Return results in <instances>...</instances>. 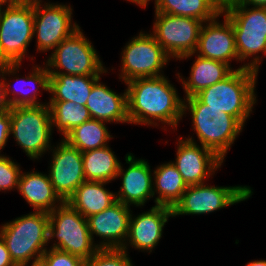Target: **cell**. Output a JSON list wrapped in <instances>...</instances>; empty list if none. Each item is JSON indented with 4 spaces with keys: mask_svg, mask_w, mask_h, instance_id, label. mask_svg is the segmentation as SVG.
<instances>
[{
    "mask_svg": "<svg viewBox=\"0 0 266 266\" xmlns=\"http://www.w3.org/2000/svg\"><path fill=\"white\" fill-rule=\"evenodd\" d=\"M176 162H172L187 186L204 184L206 177L215 173L223 160L213 151L196 144L192 137L178 140ZM213 172V173H212Z\"/></svg>",
    "mask_w": 266,
    "mask_h": 266,
    "instance_id": "cell-16",
    "label": "cell"
},
{
    "mask_svg": "<svg viewBox=\"0 0 266 266\" xmlns=\"http://www.w3.org/2000/svg\"><path fill=\"white\" fill-rule=\"evenodd\" d=\"M169 217H173V210L164 205H155L136 218L131 214L127 241L136 249L152 252L162 237Z\"/></svg>",
    "mask_w": 266,
    "mask_h": 266,
    "instance_id": "cell-19",
    "label": "cell"
},
{
    "mask_svg": "<svg viewBox=\"0 0 266 266\" xmlns=\"http://www.w3.org/2000/svg\"><path fill=\"white\" fill-rule=\"evenodd\" d=\"M12 0H0V7L4 6L7 3H10ZM4 4V5H3Z\"/></svg>",
    "mask_w": 266,
    "mask_h": 266,
    "instance_id": "cell-42",
    "label": "cell"
},
{
    "mask_svg": "<svg viewBox=\"0 0 266 266\" xmlns=\"http://www.w3.org/2000/svg\"><path fill=\"white\" fill-rule=\"evenodd\" d=\"M246 266H266V260L251 261Z\"/></svg>",
    "mask_w": 266,
    "mask_h": 266,
    "instance_id": "cell-40",
    "label": "cell"
},
{
    "mask_svg": "<svg viewBox=\"0 0 266 266\" xmlns=\"http://www.w3.org/2000/svg\"><path fill=\"white\" fill-rule=\"evenodd\" d=\"M153 36L171 58L187 59L195 54L203 21L155 12Z\"/></svg>",
    "mask_w": 266,
    "mask_h": 266,
    "instance_id": "cell-10",
    "label": "cell"
},
{
    "mask_svg": "<svg viewBox=\"0 0 266 266\" xmlns=\"http://www.w3.org/2000/svg\"><path fill=\"white\" fill-rule=\"evenodd\" d=\"M20 66L21 64H0V77L2 76L0 79V109L9 107L5 98L4 83L6 82V78L4 76L7 74H16Z\"/></svg>",
    "mask_w": 266,
    "mask_h": 266,
    "instance_id": "cell-34",
    "label": "cell"
},
{
    "mask_svg": "<svg viewBox=\"0 0 266 266\" xmlns=\"http://www.w3.org/2000/svg\"><path fill=\"white\" fill-rule=\"evenodd\" d=\"M98 80L92 87L85 107L92 119L104 122L130 123L128 119L127 89L121 95Z\"/></svg>",
    "mask_w": 266,
    "mask_h": 266,
    "instance_id": "cell-20",
    "label": "cell"
},
{
    "mask_svg": "<svg viewBox=\"0 0 266 266\" xmlns=\"http://www.w3.org/2000/svg\"><path fill=\"white\" fill-rule=\"evenodd\" d=\"M11 119L10 107L0 109V152L7 143L10 136ZM1 155V154H0Z\"/></svg>",
    "mask_w": 266,
    "mask_h": 266,
    "instance_id": "cell-35",
    "label": "cell"
},
{
    "mask_svg": "<svg viewBox=\"0 0 266 266\" xmlns=\"http://www.w3.org/2000/svg\"><path fill=\"white\" fill-rule=\"evenodd\" d=\"M214 1L221 7V9L232 3L238 2V0H214Z\"/></svg>",
    "mask_w": 266,
    "mask_h": 266,
    "instance_id": "cell-39",
    "label": "cell"
},
{
    "mask_svg": "<svg viewBox=\"0 0 266 266\" xmlns=\"http://www.w3.org/2000/svg\"><path fill=\"white\" fill-rule=\"evenodd\" d=\"M155 12L191 17L206 23L220 17L222 9L214 0H156Z\"/></svg>",
    "mask_w": 266,
    "mask_h": 266,
    "instance_id": "cell-26",
    "label": "cell"
},
{
    "mask_svg": "<svg viewBox=\"0 0 266 266\" xmlns=\"http://www.w3.org/2000/svg\"><path fill=\"white\" fill-rule=\"evenodd\" d=\"M10 134L31 159H39L51 147V112L48 104L10 107Z\"/></svg>",
    "mask_w": 266,
    "mask_h": 266,
    "instance_id": "cell-6",
    "label": "cell"
},
{
    "mask_svg": "<svg viewBox=\"0 0 266 266\" xmlns=\"http://www.w3.org/2000/svg\"><path fill=\"white\" fill-rule=\"evenodd\" d=\"M153 175V193L159 194L155 204L173 208L188 187L183 177L172 162L158 166Z\"/></svg>",
    "mask_w": 266,
    "mask_h": 266,
    "instance_id": "cell-25",
    "label": "cell"
},
{
    "mask_svg": "<svg viewBox=\"0 0 266 266\" xmlns=\"http://www.w3.org/2000/svg\"><path fill=\"white\" fill-rule=\"evenodd\" d=\"M253 191L248 186L218 187L198 184L188 186L174 205L173 217L208 214L249 199Z\"/></svg>",
    "mask_w": 266,
    "mask_h": 266,
    "instance_id": "cell-12",
    "label": "cell"
},
{
    "mask_svg": "<svg viewBox=\"0 0 266 266\" xmlns=\"http://www.w3.org/2000/svg\"><path fill=\"white\" fill-rule=\"evenodd\" d=\"M126 84L130 124L156 126L157 120L176 128L183 116V100L164 75L137 78Z\"/></svg>",
    "mask_w": 266,
    "mask_h": 266,
    "instance_id": "cell-1",
    "label": "cell"
},
{
    "mask_svg": "<svg viewBox=\"0 0 266 266\" xmlns=\"http://www.w3.org/2000/svg\"><path fill=\"white\" fill-rule=\"evenodd\" d=\"M218 17L202 25L197 48V55L230 65L231 59H238L235 46V34L231 22L225 17L223 23Z\"/></svg>",
    "mask_w": 266,
    "mask_h": 266,
    "instance_id": "cell-18",
    "label": "cell"
},
{
    "mask_svg": "<svg viewBox=\"0 0 266 266\" xmlns=\"http://www.w3.org/2000/svg\"><path fill=\"white\" fill-rule=\"evenodd\" d=\"M105 184L107 182L84 181L66 202L85 218L99 213L117 201L116 193L104 188Z\"/></svg>",
    "mask_w": 266,
    "mask_h": 266,
    "instance_id": "cell-23",
    "label": "cell"
},
{
    "mask_svg": "<svg viewBox=\"0 0 266 266\" xmlns=\"http://www.w3.org/2000/svg\"><path fill=\"white\" fill-rule=\"evenodd\" d=\"M233 71L232 67L226 63L197 55V59H195L191 67L189 79L186 81L184 78H181L180 73L177 75L183 84V89L186 94L185 97L188 98L224 80Z\"/></svg>",
    "mask_w": 266,
    "mask_h": 266,
    "instance_id": "cell-22",
    "label": "cell"
},
{
    "mask_svg": "<svg viewBox=\"0 0 266 266\" xmlns=\"http://www.w3.org/2000/svg\"><path fill=\"white\" fill-rule=\"evenodd\" d=\"M39 264L41 266H85V260L51 247L41 256Z\"/></svg>",
    "mask_w": 266,
    "mask_h": 266,
    "instance_id": "cell-33",
    "label": "cell"
},
{
    "mask_svg": "<svg viewBox=\"0 0 266 266\" xmlns=\"http://www.w3.org/2000/svg\"><path fill=\"white\" fill-rule=\"evenodd\" d=\"M14 3L24 4V5H37L41 4V0H12Z\"/></svg>",
    "mask_w": 266,
    "mask_h": 266,
    "instance_id": "cell-38",
    "label": "cell"
},
{
    "mask_svg": "<svg viewBox=\"0 0 266 266\" xmlns=\"http://www.w3.org/2000/svg\"><path fill=\"white\" fill-rule=\"evenodd\" d=\"M232 4H242L245 6L252 5L253 7L266 8V0H238V2Z\"/></svg>",
    "mask_w": 266,
    "mask_h": 266,
    "instance_id": "cell-37",
    "label": "cell"
},
{
    "mask_svg": "<svg viewBox=\"0 0 266 266\" xmlns=\"http://www.w3.org/2000/svg\"><path fill=\"white\" fill-rule=\"evenodd\" d=\"M133 154L129 153L125 157L126 163L129 164L128 169L124 171L121 164L118 176L122 178V186L120 191L116 193V200L130 206H143L145 202L153 198V178L150 165L143 159H134Z\"/></svg>",
    "mask_w": 266,
    "mask_h": 266,
    "instance_id": "cell-17",
    "label": "cell"
},
{
    "mask_svg": "<svg viewBox=\"0 0 266 266\" xmlns=\"http://www.w3.org/2000/svg\"><path fill=\"white\" fill-rule=\"evenodd\" d=\"M128 1H130L132 3H136L139 6L146 7L147 2L150 0H128ZM155 2H156V0H155Z\"/></svg>",
    "mask_w": 266,
    "mask_h": 266,
    "instance_id": "cell-41",
    "label": "cell"
},
{
    "mask_svg": "<svg viewBox=\"0 0 266 266\" xmlns=\"http://www.w3.org/2000/svg\"><path fill=\"white\" fill-rule=\"evenodd\" d=\"M0 266H16L12 261L6 244L0 236Z\"/></svg>",
    "mask_w": 266,
    "mask_h": 266,
    "instance_id": "cell-36",
    "label": "cell"
},
{
    "mask_svg": "<svg viewBox=\"0 0 266 266\" xmlns=\"http://www.w3.org/2000/svg\"><path fill=\"white\" fill-rule=\"evenodd\" d=\"M52 126L62 132L63 138L74 127L91 120L89 110L72 101H49Z\"/></svg>",
    "mask_w": 266,
    "mask_h": 266,
    "instance_id": "cell-29",
    "label": "cell"
},
{
    "mask_svg": "<svg viewBox=\"0 0 266 266\" xmlns=\"http://www.w3.org/2000/svg\"><path fill=\"white\" fill-rule=\"evenodd\" d=\"M129 208L130 206L116 201L105 210L87 217L93 242L94 234L104 239L97 244L99 249H123L127 252L129 244L126 240L131 217Z\"/></svg>",
    "mask_w": 266,
    "mask_h": 266,
    "instance_id": "cell-15",
    "label": "cell"
},
{
    "mask_svg": "<svg viewBox=\"0 0 266 266\" xmlns=\"http://www.w3.org/2000/svg\"><path fill=\"white\" fill-rule=\"evenodd\" d=\"M85 266H133L123 249H99L85 261Z\"/></svg>",
    "mask_w": 266,
    "mask_h": 266,
    "instance_id": "cell-31",
    "label": "cell"
},
{
    "mask_svg": "<svg viewBox=\"0 0 266 266\" xmlns=\"http://www.w3.org/2000/svg\"><path fill=\"white\" fill-rule=\"evenodd\" d=\"M33 72L30 73V75H28L27 77H23V78H16L17 80V84L20 82H23L24 84L26 83V85L28 86V84H38L37 86H40L42 88V90H46L49 91V72L47 67H38L35 66L34 70H32ZM19 81V82H18ZM10 84L11 83H4V89H5V98L6 101L9 105V107H18V106H37V105H42V103H38L37 100V90L38 88H35V90L33 89V91L31 93L25 92L23 89L18 90L15 86L14 90H11L13 92L10 91ZM32 86V85H31ZM30 86V87H31ZM22 88V87H21ZM33 88V86L31 87ZM16 90V91H15ZM12 94L14 97L9 98V94ZM18 93V95H16ZM16 95V96H15ZM18 96V97H17Z\"/></svg>",
    "mask_w": 266,
    "mask_h": 266,
    "instance_id": "cell-30",
    "label": "cell"
},
{
    "mask_svg": "<svg viewBox=\"0 0 266 266\" xmlns=\"http://www.w3.org/2000/svg\"><path fill=\"white\" fill-rule=\"evenodd\" d=\"M49 215L46 212H31L16 218L0 228L10 257L16 266L39 264L49 241Z\"/></svg>",
    "mask_w": 266,
    "mask_h": 266,
    "instance_id": "cell-3",
    "label": "cell"
},
{
    "mask_svg": "<svg viewBox=\"0 0 266 266\" xmlns=\"http://www.w3.org/2000/svg\"><path fill=\"white\" fill-rule=\"evenodd\" d=\"M49 215V241L56 237L52 248L68 252L83 260L91 258L98 250L89 232L87 218L68 202L63 201Z\"/></svg>",
    "mask_w": 266,
    "mask_h": 266,
    "instance_id": "cell-5",
    "label": "cell"
},
{
    "mask_svg": "<svg viewBox=\"0 0 266 266\" xmlns=\"http://www.w3.org/2000/svg\"><path fill=\"white\" fill-rule=\"evenodd\" d=\"M82 160L86 181L109 183L117 178L121 163L108 145L83 152Z\"/></svg>",
    "mask_w": 266,
    "mask_h": 266,
    "instance_id": "cell-27",
    "label": "cell"
},
{
    "mask_svg": "<svg viewBox=\"0 0 266 266\" xmlns=\"http://www.w3.org/2000/svg\"><path fill=\"white\" fill-rule=\"evenodd\" d=\"M104 123L96 119L86 121L69 131L64 140L82 153L107 146L112 136Z\"/></svg>",
    "mask_w": 266,
    "mask_h": 266,
    "instance_id": "cell-28",
    "label": "cell"
},
{
    "mask_svg": "<svg viewBox=\"0 0 266 266\" xmlns=\"http://www.w3.org/2000/svg\"><path fill=\"white\" fill-rule=\"evenodd\" d=\"M20 175L18 164L9 157L0 155V191L18 189Z\"/></svg>",
    "mask_w": 266,
    "mask_h": 266,
    "instance_id": "cell-32",
    "label": "cell"
},
{
    "mask_svg": "<svg viewBox=\"0 0 266 266\" xmlns=\"http://www.w3.org/2000/svg\"><path fill=\"white\" fill-rule=\"evenodd\" d=\"M49 179L63 201L74 193L86 178L83 172L82 152L64 139L53 149Z\"/></svg>",
    "mask_w": 266,
    "mask_h": 266,
    "instance_id": "cell-14",
    "label": "cell"
},
{
    "mask_svg": "<svg viewBox=\"0 0 266 266\" xmlns=\"http://www.w3.org/2000/svg\"><path fill=\"white\" fill-rule=\"evenodd\" d=\"M33 10V34L37 35V49L40 52L55 49L65 38L80 28L78 24L71 23L72 8L70 6L44 3V7L42 4L33 5Z\"/></svg>",
    "mask_w": 266,
    "mask_h": 266,
    "instance_id": "cell-13",
    "label": "cell"
},
{
    "mask_svg": "<svg viewBox=\"0 0 266 266\" xmlns=\"http://www.w3.org/2000/svg\"><path fill=\"white\" fill-rule=\"evenodd\" d=\"M0 8V64H21L34 37L33 5L11 1Z\"/></svg>",
    "mask_w": 266,
    "mask_h": 266,
    "instance_id": "cell-7",
    "label": "cell"
},
{
    "mask_svg": "<svg viewBox=\"0 0 266 266\" xmlns=\"http://www.w3.org/2000/svg\"><path fill=\"white\" fill-rule=\"evenodd\" d=\"M221 14L232 24L239 61L259 52L266 54V8L230 4Z\"/></svg>",
    "mask_w": 266,
    "mask_h": 266,
    "instance_id": "cell-9",
    "label": "cell"
},
{
    "mask_svg": "<svg viewBox=\"0 0 266 266\" xmlns=\"http://www.w3.org/2000/svg\"><path fill=\"white\" fill-rule=\"evenodd\" d=\"M91 44L78 28L52 51L53 53L46 62L49 74L100 76V74L106 73V68ZM52 67L53 69L55 67L56 70L60 68L64 72L52 70Z\"/></svg>",
    "mask_w": 266,
    "mask_h": 266,
    "instance_id": "cell-8",
    "label": "cell"
},
{
    "mask_svg": "<svg viewBox=\"0 0 266 266\" xmlns=\"http://www.w3.org/2000/svg\"><path fill=\"white\" fill-rule=\"evenodd\" d=\"M120 78L129 82L137 78L163 76L162 68L170 57L150 34L140 32L124 47Z\"/></svg>",
    "mask_w": 266,
    "mask_h": 266,
    "instance_id": "cell-11",
    "label": "cell"
},
{
    "mask_svg": "<svg viewBox=\"0 0 266 266\" xmlns=\"http://www.w3.org/2000/svg\"><path fill=\"white\" fill-rule=\"evenodd\" d=\"M187 110L191 112L193 129L201 145L224 160L244 126L234 116L219 109L208 108L196 96L183 99V115Z\"/></svg>",
    "mask_w": 266,
    "mask_h": 266,
    "instance_id": "cell-4",
    "label": "cell"
},
{
    "mask_svg": "<svg viewBox=\"0 0 266 266\" xmlns=\"http://www.w3.org/2000/svg\"><path fill=\"white\" fill-rule=\"evenodd\" d=\"M18 191L28 204L33 206L35 212L50 213L63 202L55 192L49 176L34 170L27 173L21 172ZM57 202L59 204L56 205Z\"/></svg>",
    "mask_w": 266,
    "mask_h": 266,
    "instance_id": "cell-21",
    "label": "cell"
},
{
    "mask_svg": "<svg viewBox=\"0 0 266 266\" xmlns=\"http://www.w3.org/2000/svg\"><path fill=\"white\" fill-rule=\"evenodd\" d=\"M260 65L256 56L235 69L224 80L202 90L195 96L208 108L219 109L234 116L243 126L256 103L255 84Z\"/></svg>",
    "mask_w": 266,
    "mask_h": 266,
    "instance_id": "cell-2",
    "label": "cell"
},
{
    "mask_svg": "<svg viewBox=\"0 0 266 266\" xmlns=\"http://www.w3.org/2000/svg\"><path fill=\"white\" fill-rule=\"evenodd\" d=\"M49 101H72L85 106L93 85L100 76H74L67 74H49Z\"/></svg>",
    "mask_w": 266,
    "mask_h": 266,
    "instance_id": "cell-24",
    "label": "cell"
}]
</instances>
